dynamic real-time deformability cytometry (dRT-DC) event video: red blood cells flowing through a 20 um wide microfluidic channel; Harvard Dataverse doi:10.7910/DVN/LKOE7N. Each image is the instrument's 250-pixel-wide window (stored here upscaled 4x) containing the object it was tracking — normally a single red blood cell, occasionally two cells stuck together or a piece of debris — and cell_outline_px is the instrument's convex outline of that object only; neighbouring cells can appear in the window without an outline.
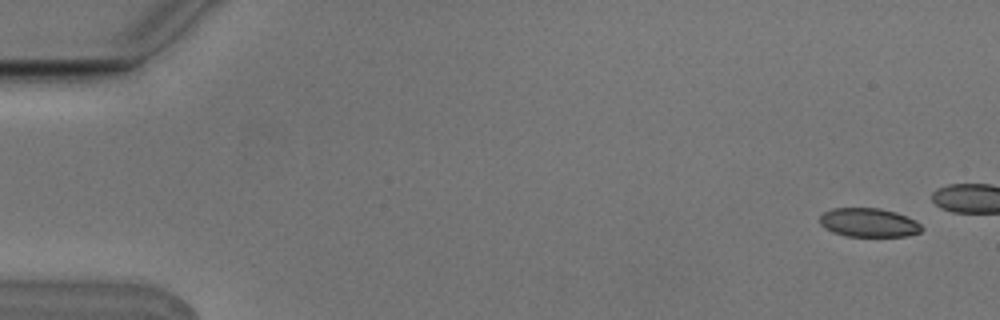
{"species": "Egyptian fruit bat (a non-hibernating species)", "species_latin": "Rousettus aegyptiacus", "temperature_condition": "cold", "stored_images_in_passage": 5, "camera_frame_rate_fps": 3000, "um_per_image_px": 0.085, "animal": {"sex": "male"}, "frame": {"image": 1, "passage_image": 1, "time_ms": 0.0, "image_size_px": [1000, 320], "cell_outline_px": [[924, 228], [920, 232], [908, 236], [848, 236], [832, 232], [824, 228], [820, 224], [820, 216], [824, 212], [832, 208], [880, 208], [896, 212], [916, 220]], "centroid_in_image_um": [73.85, 18.92], "position_along_channel_um": 11.2, "area_um2": 17.22}}